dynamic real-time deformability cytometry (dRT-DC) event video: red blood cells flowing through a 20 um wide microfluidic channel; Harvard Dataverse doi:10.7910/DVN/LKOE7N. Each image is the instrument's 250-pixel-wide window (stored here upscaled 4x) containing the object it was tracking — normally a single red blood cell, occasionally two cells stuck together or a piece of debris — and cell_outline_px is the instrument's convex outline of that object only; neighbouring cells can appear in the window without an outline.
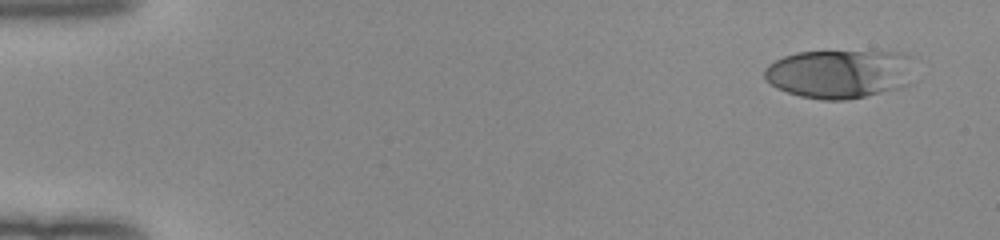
{"species": "human", "species_latin": "Homo sapiens", "temperature_condition": "room temperature", "stored_images_in_passage": 49, "camera_frame_rate_fps": 3000, "um_per_image_px": 0.085, "donor": {"sex": "female"}, "frame": {"image": 1, "passage_image": 1, "time_ms": 0.0, "image_size_px": [1000, 240], "cell_outline_px": [[916, 56], [908, 84], [900, 88], [864, 96], [844, 100], [824, 100], [800, 96], [776, 88], [764, 80], [764, 68], [768, 64], [784, 56], [796, 52], [904, 52]], "centroid_in_image_um": [71.39, 6.26], "position_along_channel_um": 13.6, "area_um2": 43.0}}
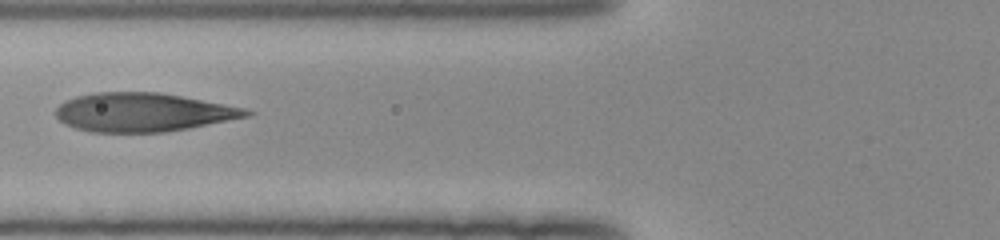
{"frame": {"image": 2, "passage_image": 19, "time_ms": 6.0, "image_size_px": [1000, 240], "cell_outline_px": [[256, 112], [248, 116], [188, 128], [164, 132], [92, 132], [76, 128], [64, 124], [56, 116], [56, 108], [60, 104], [76, 96], [92, 92], [160, 92], [224, 104], [244, 108]], "centroid_in_image_um": [12.13, 9.54], "position_along_channel_um": 113.7, "area_um2": 42.71}}
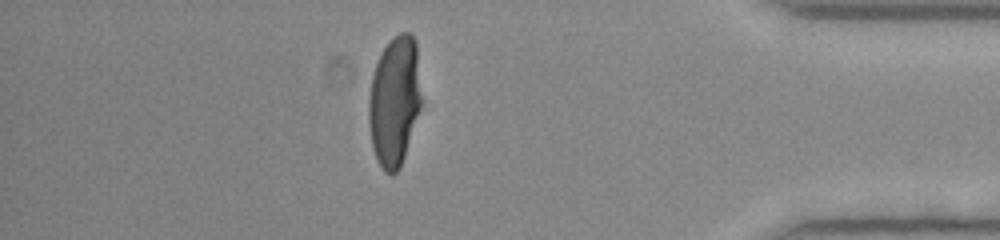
{"frame": {"image": 3, "passage_image": 43, "time_ms": 14.0, "image_size_px": [1000, 240], "cell_outline_px": [[420, 108], [400, 168], [392, 176], [384, 172], [372, 148], [368, 120], [368, 100], [372, 76], [376, 64], [384, 48], [392, 36], [400, 32], [408, 32], [416, 40], [420, 96]], "centroid_in_image_um": [33.5, 8.59], "position_along_channel_um": 401.7, "area_um2": 39.59}, "authors_computed_cell_mechanics": {"area_um2": 43.4078, "velocity_mm_per_s": 4.0124, "shape_relaxation_time_tau1_ms": 6.4793, "shape_relaxation_time_tau2_ms": null, "deformation_change_tau1": 0.276, "deformation_change_tau2": null}}